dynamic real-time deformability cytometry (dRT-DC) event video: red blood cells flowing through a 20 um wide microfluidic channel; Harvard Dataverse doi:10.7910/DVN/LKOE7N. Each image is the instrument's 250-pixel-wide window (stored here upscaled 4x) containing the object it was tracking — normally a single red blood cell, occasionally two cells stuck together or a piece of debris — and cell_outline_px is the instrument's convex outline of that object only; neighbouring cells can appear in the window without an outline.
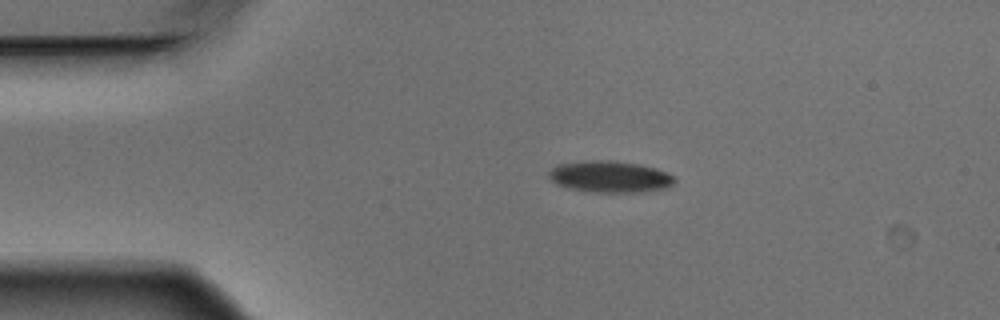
{"species": "Egyptian fruit bat (a non-hibernating species)", "species_latin": "Rousettus aegyptiacus", "temperature_condition": "warm", "stored_images_in_passage": 3, "camera_frame_rate_fps": 3000, "um_per_image_px": 0.085, "animal": {"sex": "male"}, "frame": {"image": 1, "passage_image": 1, "time_ms": 0.0, "image_size_px": [1000, 320], "cell_outline_px": [[676, 180], [668, 188], [636, 192], [596, 192], [568, 188], [556, 184], [548, 176], [548, 172], [556, 164], [584, 160], [616, 160], [640, 164], [656, 168], [676, 176]], "centroid_in_image_um": [51.85, 15.0], "position_along_channel_um": 33.2, "area_um2": 23.41}}
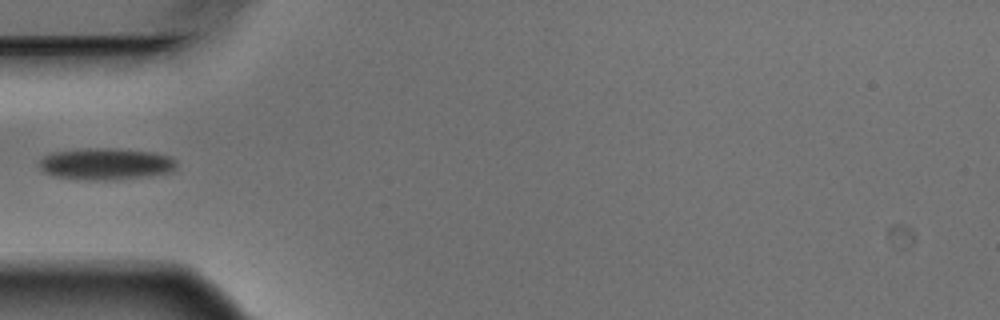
{"frame": {"image": 2, "passage_image": 3, "time_ms": 0.667, "image_size_px": [1000, 320], "cell_outline_px": [[176, 168], [172, 172], [148, 176], [116, 180], [88, 180], [56, 176], [44, 172], [40, 168], [40, 160], [44, 156], [52, 152], [84, 148], [108, 148], [152, 152], [168, 156], [176, 160]], "centroid_in_image_um": [9.01, 13.94], "position_along_channel_um": 76.0, "area_um2": 25.37}}